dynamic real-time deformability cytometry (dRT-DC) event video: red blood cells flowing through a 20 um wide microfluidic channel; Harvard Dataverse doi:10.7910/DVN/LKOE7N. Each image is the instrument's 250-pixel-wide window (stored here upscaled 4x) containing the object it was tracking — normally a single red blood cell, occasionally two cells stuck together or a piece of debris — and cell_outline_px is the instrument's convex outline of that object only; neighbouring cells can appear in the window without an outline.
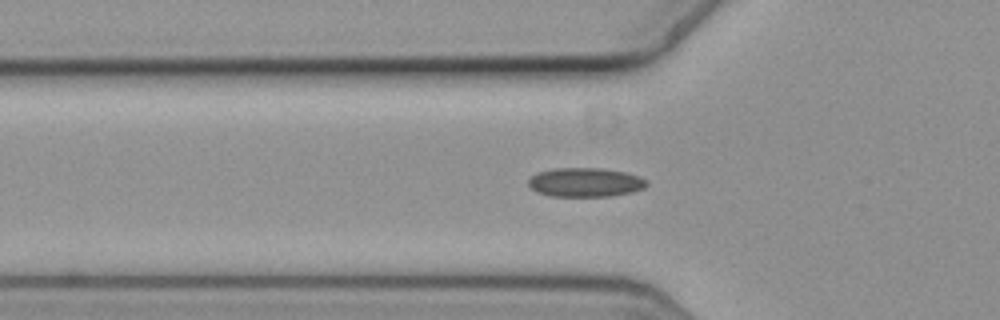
{"species": "common noctule bat (a hibernating species)", "species_latin": "Nyctalus noctula", "temperature_condition": "cold", "stored_images_in_passage": 39, "camera_frame_rate_fps": 3000, "um_per_image_px": 0.085, "animal": {"sex": "female", "body_mass_g": 19.3, "forearm_length_mm": 54.1}, "frame": {"image": 1, "passage_image": 8, "time_ms": 2.333, "image_size_px": [1000, 320], "cell_outline_px": [[648, 184], [644, 188], [632, 192], [612, 196], [552, 196], [536, 192], [528, 184], [528, 180], [536, 172], [552, 168], [600, 168], [624, 172], [636, 176], [644, 180]], "centroid_in_image_um": [49.7, 15.5], "position_along_channel_um": 76.1, "area_um2": 19.94}}
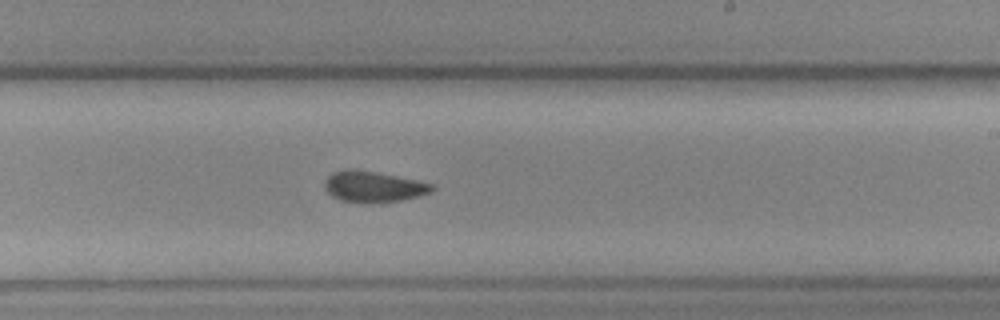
{"frame": {"image": 2, "passage_image": 23, "time_ms": 7.333, "image_size_px": [1000, 320], "cell_outline_px": [[436, 188], [432, 192], [420, 196], [400, 200], [364, 204], [340, 200], [332, 196], [324, 188], [324, 180], [332, 172], [344, 168], [348, 168], [376, 172], [416, 180], [432, 184]], "centroid_in_image_um": [31.7, 15.87], "position_along_channel_um": 257.3, "area_um2": 19.59}}
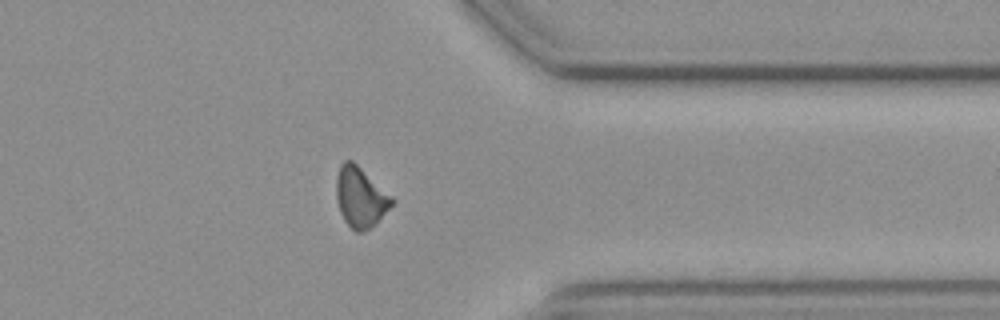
{"frame": {"image": 3, "passage_image": 34, "time_ms": 11.0, "image_size_px": [1000, 320], "cell_outline_px": [[396, 200], [368, 228], [360, 232], [356, 232], [344, 220], [340, 212], [336, 200], [336, 176], [340, 164], [344, 160], [352, 160], [392, 196]], "centroid_in_image_um": [30.59, 16.71], "position_along_channel_um": 380.8, "area_um2": 19.07}, "authors_computed_cell_mechanics": {"area_um2": 19.5942, "velocity_mm_per_s": 3.6163, "shape_relaxation_time_tau1_ms": null, "shape_relaxation_time_tau2_ms": 4.1527, "deformation_change_tau1": null, "deformation_change_tau2": 0.0897}}